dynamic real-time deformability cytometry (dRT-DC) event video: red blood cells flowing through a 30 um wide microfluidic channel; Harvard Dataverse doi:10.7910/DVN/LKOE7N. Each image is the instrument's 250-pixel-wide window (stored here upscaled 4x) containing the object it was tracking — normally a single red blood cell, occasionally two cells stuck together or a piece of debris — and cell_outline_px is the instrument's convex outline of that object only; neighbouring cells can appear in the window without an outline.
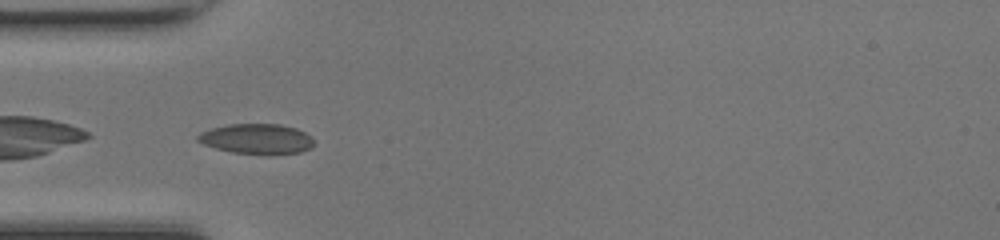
{"species": "common noctule bat (a hibernating species)", "species_latin": "Nyctalus noctula", "temperature_condition": "room temperature", "stored_images_in_passage": 34, "camera_frame_rate_fps": 3000, "um_per_image_px": 0.085, "animal": {"sex": "female", "body_mass_g": 17.0, "forearm_length_mm": 48.0}, "frame": {"image": 1, "passage_image": 1, "time_ms": 0.0, "image_size_px": [1000, 240], "cell_outline_px": [[316, 144], [312, 148], [300, 152], [232, 152], [216, 148], [204, 144], [196, 140], [196, 136], [200, 132], [212, 128], [228, 124], [280, 124], [296, 128], [312, 136]], "centroid_in_image_um": [21.83, 11.76], "position_along_channel_um": 63.2, "area_um2": 19.94}}
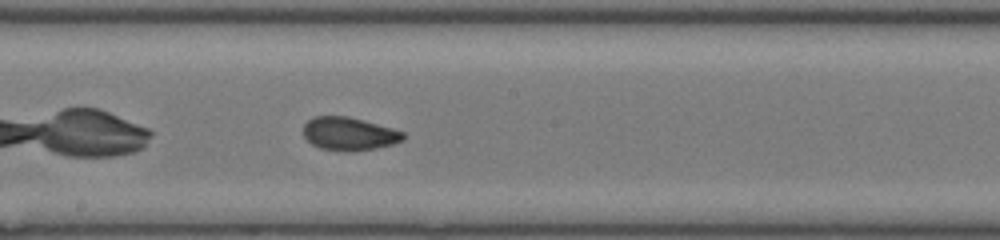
{"frame": {"image": 2, "passage_image": 12, "time_ms": 3.667, "image_size_px": [1000, 240], "cell_outline_px": [[404, 140], [392, 144], [376, 148], [352, 152], [320, 148], [312, 144], [304, 136], [304, 124], [312, 116], [348, 116], [392, 128], [404, 132]], "centroid_in_image_um": [29.67, 11.37], "position_along_channel_um": 218.5, "area_um2": 19.25}}
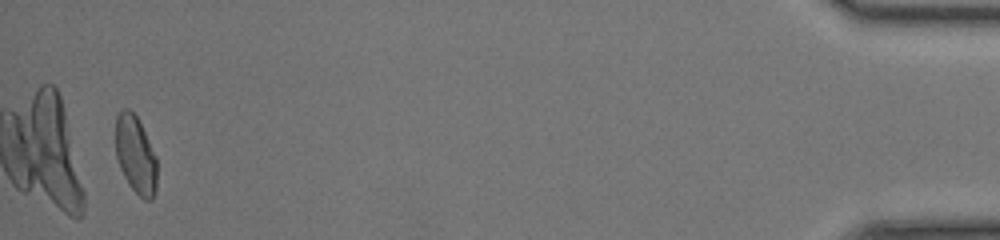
{"frame": {"image": 3, "passage_image": 33, "time_ms": 10.667, "image_size_px": [1000, 240], "cell_outline_px": [[156, 192], [152, 200], [144, 200], [128, 184], [120, 168], [116, 156], [116, 116], [124, 108], [128, 108], [136, 116], [156, 156]], "centroid_in_image_um": [11.52, 13.19], "position_along_channel_um": 423.7, "area_um2": 18.55}, "authors_computed_cell_mechanics": {"area_um2": 18.9584, "velocity_mm_per_s": 4.2462, "shape_relaxation_time_tau1_ms": null, "shape_relaxation_time_tau2_ms": 1.3954, "deformation_change_tau1": null, "deformation_change_tau2": 0.0679}}